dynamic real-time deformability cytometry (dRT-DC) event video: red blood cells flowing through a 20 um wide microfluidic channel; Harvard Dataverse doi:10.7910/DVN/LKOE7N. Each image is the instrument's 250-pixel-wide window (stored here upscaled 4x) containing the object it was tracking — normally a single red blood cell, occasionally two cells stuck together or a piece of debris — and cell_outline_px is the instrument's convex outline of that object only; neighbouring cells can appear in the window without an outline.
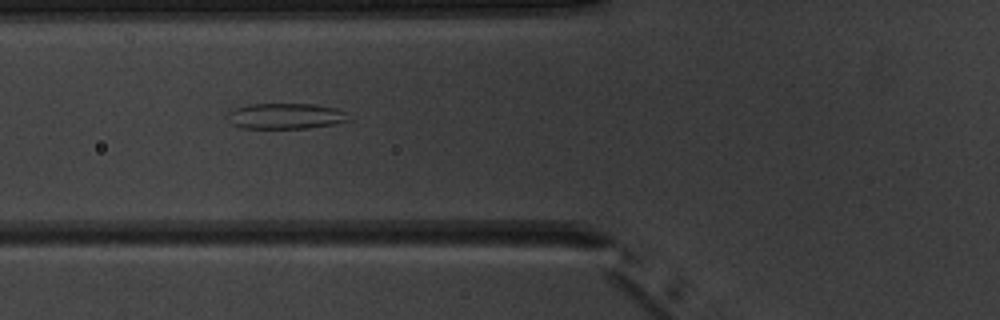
{"species": "common noctule bat (a hibernating species)", "species_latin": "Nyctalus noctula", "temperature_condition": "warm", "stored_images_in_passage": 7, "camera_frame_rate_fps": 3000, "um_per_image_px": 0.085, "animal": {"sex": "male", "body_mass_g": 20.1, "forearm_length_mm": 53.5}, "frame": {"image": 1, "passage_image": 6, "time_ms": 5.667, "image_size_px": [1000, 320], "cell_outline_px": [[352, 120], [336, 124], [304, 128], [240, 128], [232, 124], [228, 120], [228, 112], [232, 108], [248, 104], [312, 104], [336, 108], [344, 112]], "centroid_in_image_um": [24.25, 9.86], "position_along_channel_um": 101.6, "area_um2": 18.26}}